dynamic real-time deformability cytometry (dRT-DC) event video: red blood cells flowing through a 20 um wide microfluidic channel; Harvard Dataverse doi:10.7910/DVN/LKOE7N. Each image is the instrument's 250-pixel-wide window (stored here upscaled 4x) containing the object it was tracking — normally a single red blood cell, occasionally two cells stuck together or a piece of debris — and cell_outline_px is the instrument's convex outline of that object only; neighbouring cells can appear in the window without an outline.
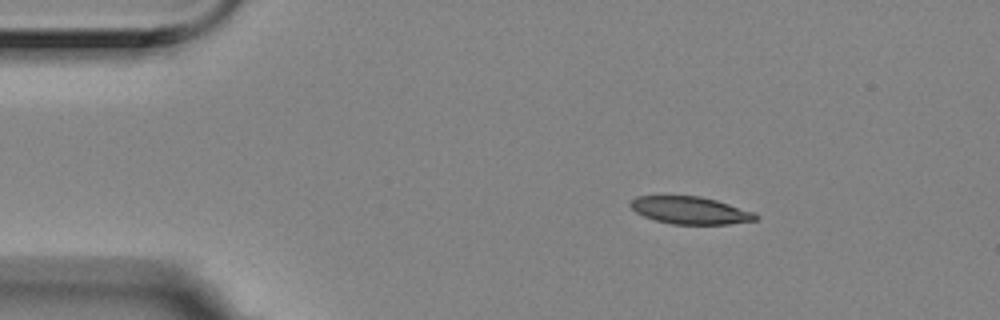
{"species": "Egyptian fruit bat (a non-hibernating species)", "species_latin": "Rousettus aegyptiacus", "temperature_condition": "room temperature", "stored_images_in_passage": 3, "camera_frame_rate_fps": 3000, "um_per_image_px": 0.085, "animal": {"sex": "female"}, "frame": {"image": 1, "passage_image": 1, "time_ms": 0.0, "image_size_px": [1000, 320], "cell_outline_px": [[760, 216], [756, 220], [728, 224], [672, 224], [656, 220], [644, 216], [636, 212], [628, 204], [636, 196], [700, 196], [716, 200], [756, 212]], "centroid_in_image_um": [58.7, 17.88], "position_along_channel_um": 26.3, "area_um2": 20.0}}